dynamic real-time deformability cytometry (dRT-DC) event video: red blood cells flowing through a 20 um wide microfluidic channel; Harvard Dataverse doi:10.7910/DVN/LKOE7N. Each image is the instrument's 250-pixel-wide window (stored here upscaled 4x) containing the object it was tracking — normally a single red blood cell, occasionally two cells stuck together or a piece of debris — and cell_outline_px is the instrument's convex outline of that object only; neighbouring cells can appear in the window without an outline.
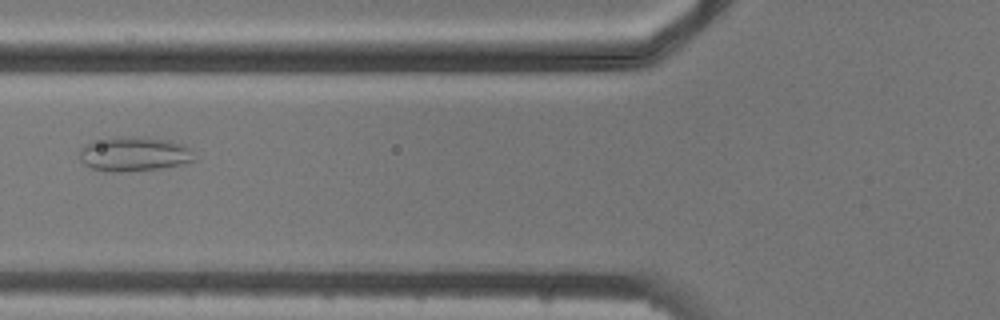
{"species": "common noctule bat (a hibernating species)", "species_latin": "Nyctalus noctula", "temperature_condition": "cold", "stored_images_in_passage": 9, "camera_frame_rate_fps": 3000, "um_per_image_px": 0.085, "animal": {"sex": "male", "body_mass_g": 20.5, "forearm_length_mm": 52.5}, "frame": {"image": 1, "passage_image": 6, "time_ms": 6.0, "image_size_px": [1000, 320], "cell_outline_px": [[196, 160], [184, 164], [164, 168], [120, 172], [112, 172], [92, 168], [84, 164], [80, 160], [80, 148], [92, 140], [120, 136], [144, 136], [168, 140], [184, 144], [188, 148]], "centroid_in_image_um": [11.39, 13.08], "position_along_channel_um": 114.4, "area_um2": 23.41}}
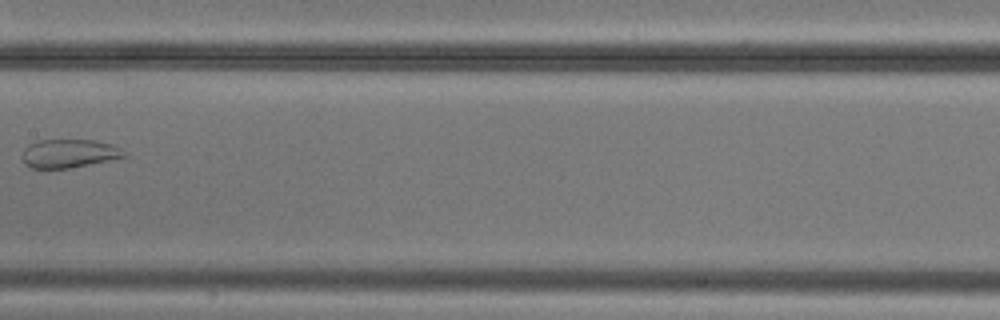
{"frame": {"image": 2, "passage_image": 8, "time_ms": 8.333, "image_size_px": [1000, 320], "cell_outline_px": [[128, 156], [68, 168], [32, 168], [24, 164], [20, 156], [24, 148], [28, 144], [36, 140], [96, 140], [112, 144], [120, 148]], "centroid_in_image_um": [5.81, 13.03], "position_along_channel_um": 201.6, "area_um2": 16.99}}
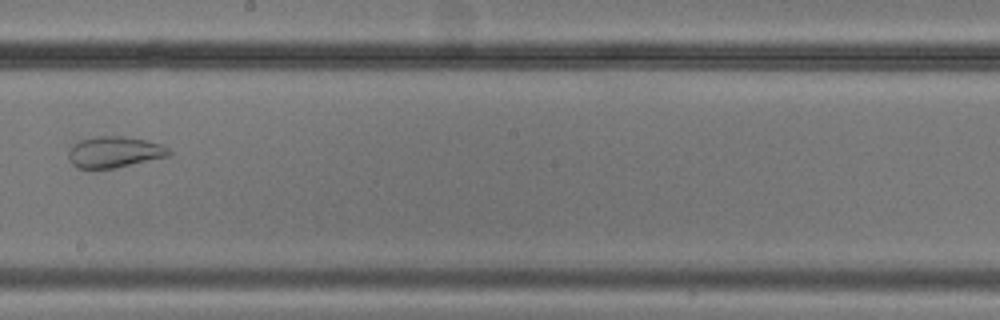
{"frame": {"image": 3, "passage_image": 9, "time_ms": 9.333, "image_size_px": [1000, 320], "cell_outline_px": [[172, 152], [168, 156], [116, 168], [76, 168], [72, 164], [68, 156], [68, 152], [72, 144], [80, 140], [96, 136], [120, 136], [144, 140], [160, 144], [168, 148]], "centroid_in_image_um": [9.69, 12.92], "position_along_channel_um": 238.5, "area_um2": 18.15}}